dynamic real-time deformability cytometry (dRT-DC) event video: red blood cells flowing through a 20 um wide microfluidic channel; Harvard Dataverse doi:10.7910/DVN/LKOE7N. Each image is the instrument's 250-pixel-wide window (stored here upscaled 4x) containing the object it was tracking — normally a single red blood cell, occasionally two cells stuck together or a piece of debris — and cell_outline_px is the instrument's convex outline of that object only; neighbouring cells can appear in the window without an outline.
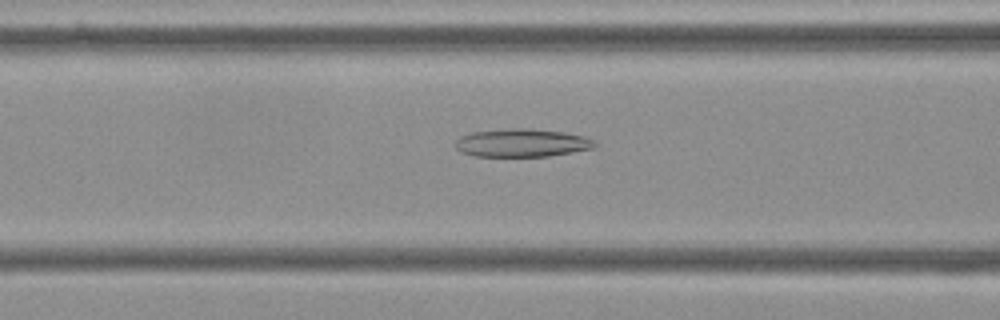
{"species": "Egyptian fruit bat (a non-hibernating species)", "species_latin": "Rousettus aegyptiacus", "temperature_condition": "cold", "stored_images_in_passage": 54, "camera_frame_rate_fps": 3000, "um_per_image_px": 0.085, "frame": {"image": 1, "passage_image": 21, "time_ms": 6.667, "image_size_px": [1000, 320], "cell_outline_px": [[600, 144], [596, 148], [548, 156], [472, 156], [460, 152], [456, 148], [456, 140], [460, 136], [472, 132], [508, 128], [528, 128], [564, 132], [584, 136]], "centroid_in_image_um": [44.37, 12.14], "position_along_channel_um": 122.2, "area_um2": 23.0}}
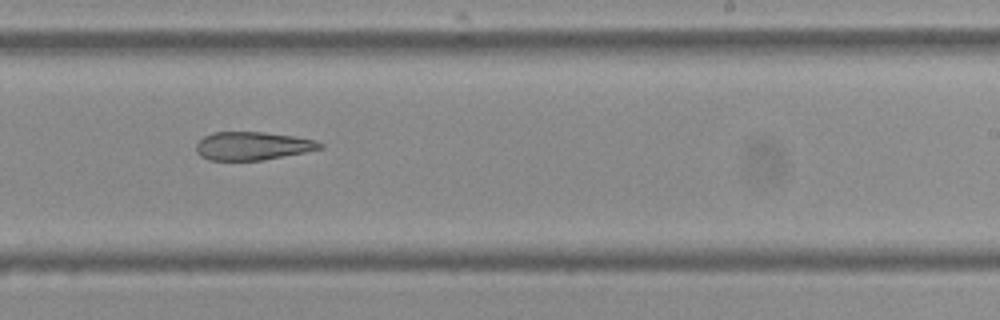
{"frame": {"image": 2, "passage_image": 33, "time_ms": 10.667, "image_size_px": [1000, 320], "cell_outline_px": [[324, 148], [264, 160], [208, 160], [200, 156], [196, 152], [196, 144], [204, 136], [212, 132], [264, 132], [296, 136], [316, 140], [324, 144]], "centroid_in_image_um": [21.48, 12.4], "position_along_channel_um": 267.5, "area_um2": 20.52}}
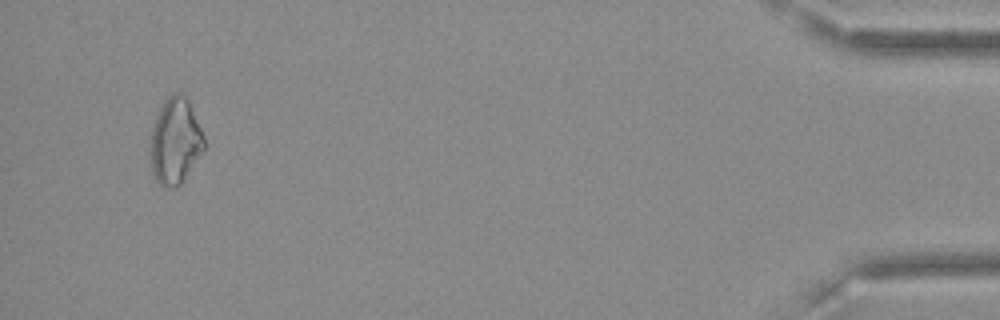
{"frame": {"image": 3, "passage_image": 52, "time_ms": 17.0, "image_size_px": [1000, 320], "cell_outline_px": [[204, 148], [180, 184], [176, 188], [168, 188], [160, 184], [156, 180], [152, 172], [148, 144], [152, 128], [156, 116], [164, 100], [172, 92], [176, 92], [184, 96], [204, 136]], "centroid_in_image_um": [14.83, 12.02], "position_along_channel_um": 420.4, "area_um2": 26.59}, "authors_computed_cell_mechanics": {"area_um2": 24.5072, "velocity_mm_per_s": 3.6328, "shape_relaxation_time_tau1_ms": null, "shape_relaxation_time_tau2_ms": 9.3999, "deformation_change_tau1": null, "deformation_change_tau2": 0.2158}}